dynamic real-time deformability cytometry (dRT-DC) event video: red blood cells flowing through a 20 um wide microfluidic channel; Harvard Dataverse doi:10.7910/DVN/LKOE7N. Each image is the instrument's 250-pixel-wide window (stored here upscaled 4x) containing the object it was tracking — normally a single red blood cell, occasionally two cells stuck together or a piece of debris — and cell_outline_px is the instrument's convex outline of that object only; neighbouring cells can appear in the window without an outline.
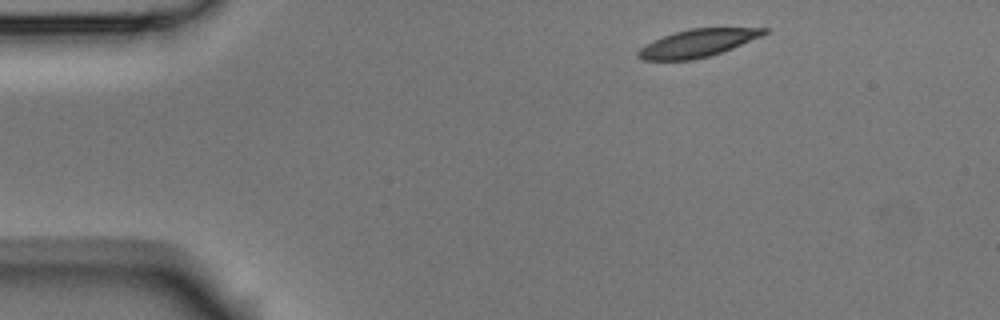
{"species": "Egyptian fruit bat (a non-hibernating species)", "species_latin": "Rousettus aegyptiacus", "temperature_condition": "room temperature", "stored_images_in_passage": 2, "camera_frame_rate_fps": 3000, "um_per_image_px": 0.085, "animal": {"sex": "male"}, "frame": {"image": 1, "passage_image": 1, "time_ms": 0.0, "image_size_px": [1000, 320], "cell_outline_px": [[768, 32], [760, 36], [732, 48], [708, 56], [692, 60], [644, 60], [636, 56], [636, 52], [644, 44], [652, 40], [688, 28], [768, 28]], "centroid_in_image_um": [59.23, 3.67], "position_along_channel_um": 25.8, "area_um2": 20.11}}